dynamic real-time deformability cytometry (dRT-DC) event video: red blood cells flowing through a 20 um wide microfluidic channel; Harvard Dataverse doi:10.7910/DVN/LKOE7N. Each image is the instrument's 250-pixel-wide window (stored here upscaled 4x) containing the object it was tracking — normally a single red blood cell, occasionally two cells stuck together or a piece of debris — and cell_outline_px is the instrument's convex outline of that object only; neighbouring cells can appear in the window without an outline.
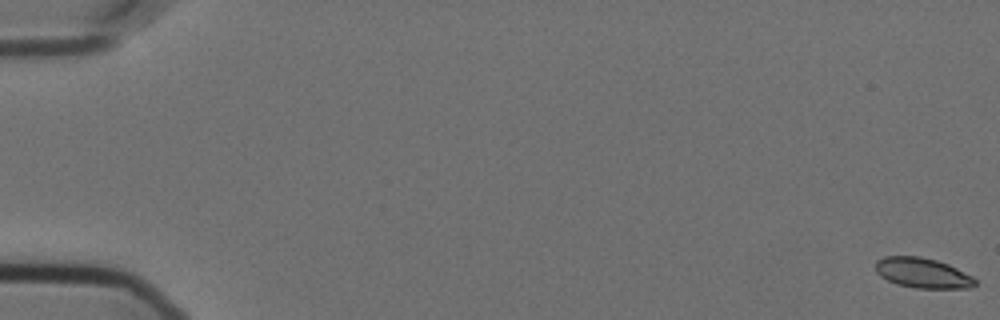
{"species": "Egyptian fruit bat (a non-hibernating species)", "species_latin": "Rousettus aegyptiacus", "temperature_condition": "cold", "stored_images_in_passage": 58, "camera_frame_rate_fps": 3000, "um_per_image_px": 0.085, "animal": {"sex": "female"}, "frame": {"image": 1, "passage_image": 1, "time_ms": 0.0, "image_size_px": [1000, 320], "cell_outline_px": [[976, 284], [972, 288], [916, 288], [896, 284], [880, 276], [876, 272], [876, 260], [884, 256], [920, 256], [936, 260], [948, 264], [972, 276], [976, 280]], "centroid_in_image_um": [78.41, 23.2], "position_along_channel_um": 6.6, "area_um2": 17.51}}
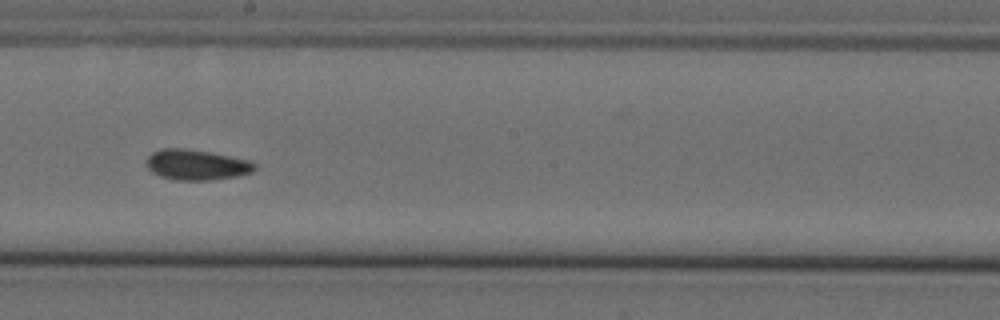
{"frame": {"image": 2, "passage_image": 34, "time_ms": 11.0, "image_size_px": [1000, 320], "cell_outline_px": [[256, 168], [252, 172], [236, 176], [212, 180], [176, 180], [160, 176], [152, 172], [144, 164], [148, 156], [152, 152], [160, 148], [180, 148], [208, 152], [252, 160], [256, 164]], "centroid_in_image_um": [16.69, 14.0], "position_along_channel_um": 231.5, "area_um2": 19.31}}
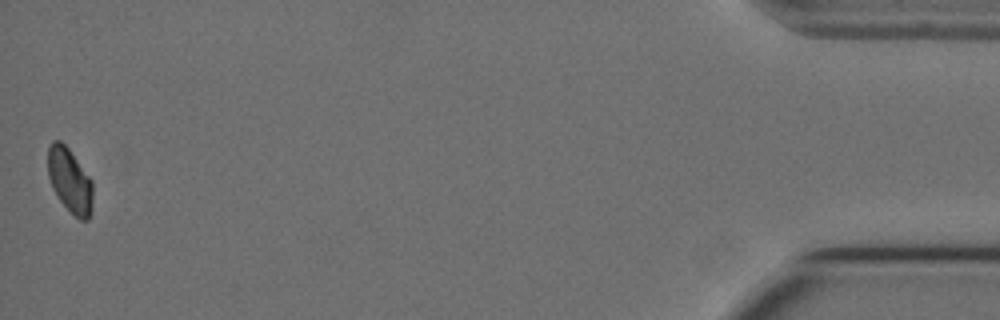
{"frame": {"image": 3, "passage_image": 58, "time_ms": 19.0, "image_size_px": [1000, 320], "cell_outline_px": [[92, 212], [88, 220], [80, 220], [60, 200], [52, 188], [48, 176], [48, 144], [52, 140], [60, 140], [68, 148], [92, 180]], "centroid_in_image_um": [5.93, 15.32], "position_along_channel_um": 429.3, "area_um2": 16.82}, "authors_computed_cell_mechanics": {"area_um2": 18.2648, "velocity_mm_per_s": 3.5587, "shape_relaxation_time_tau1_ms": null, "shape_relaxation_time_tau2_ms": 9.5384, "deformation_change_tau1": null, "deformation_change_tau2": 0.063}}